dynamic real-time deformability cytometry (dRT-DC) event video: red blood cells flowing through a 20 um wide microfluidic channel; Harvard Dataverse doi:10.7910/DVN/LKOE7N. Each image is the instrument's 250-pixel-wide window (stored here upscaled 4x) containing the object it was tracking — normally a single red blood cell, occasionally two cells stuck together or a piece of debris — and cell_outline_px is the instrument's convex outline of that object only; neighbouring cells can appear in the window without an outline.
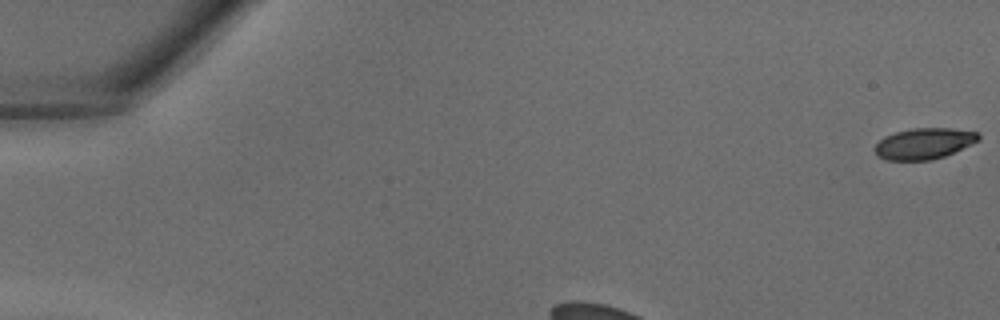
{"species": "common noctule bat (a hibernating species)", "species_latin": "Nyctalus noctula", "temperature_condition": "warm", "stored_images_in_passage": 26, "camera_frame_rate_fps": 3000, "um_per_image_px": 0.085, "animal": {"sex": "male", "body_mass_g": 18.8}, "frame": {"image": 1, "passage_image": 1, "time_ms": 0.0, "image_size_px": [1000, 320], "cell_outline_px": [[980, 140], [944, 156], [932, 160], [884, 160], [872, 148], [884, 136], [896, 132], [912, 128], [952, 128], [980, 132]], "centroid_in_image_um": [78.55, 12.19], "position_along_channel_um": 6.4, "area_um2": 18.79}}
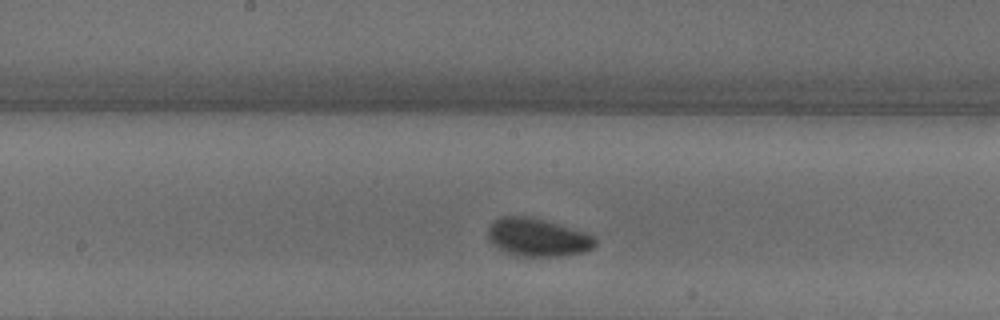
{"frame": {"image": 2, "passage_image": 14, "time_ms": 4.333, "image_size_px": [1000, 320], "cell_outline_px": [[596, 244], [592, 248], [584, 252], [560, 256], [516, 256], [492, 244], [488, 240], [488, 228], [500, 216], [524, 216], [544, 220], [584, 232], [596, 236]], "centroid_in_image_um": [45.7, 20.18], "position_along_channel_um": 202.5, "area_um2": 23.52}}
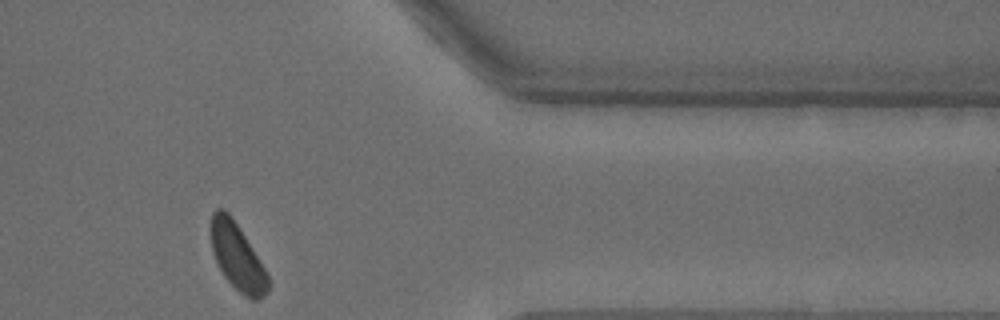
{"frame": {"image": 3, "passage_image": 26, "time_ms": 8.333, "image_size_px": [1000, 320], "cell_outline_px": [[268, 292], [260, 300], [252, 300], [240, 292], [224, 276], [212, 252], [208, 224], [212, 212], [216, 208], [224, 208], [228, 212], [244, 236], [264, 268], [268, 276]], "centroid_in_image_um": [20.11, 21.79], "position_along_channel_um": 391.3, "area_um2": 22.08}}